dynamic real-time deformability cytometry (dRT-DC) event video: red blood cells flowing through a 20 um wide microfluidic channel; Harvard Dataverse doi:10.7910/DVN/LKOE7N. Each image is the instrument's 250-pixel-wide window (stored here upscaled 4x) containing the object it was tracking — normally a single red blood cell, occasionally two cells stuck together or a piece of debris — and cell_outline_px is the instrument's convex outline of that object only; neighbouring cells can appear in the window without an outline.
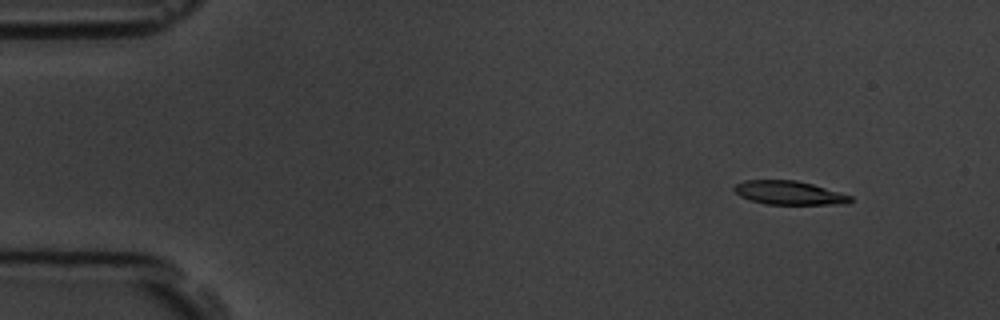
{"species": "common noctule bat (a hibernating species)", "species_latin": "Nyctalus noctula", "temperature_condition": "room temperature", "stored_images_in_passage": 5, "camera_frame_rate_fps": 3000, "um_per_image_px": 0.085, "animal": {"sex": "male", "body_mass_g": 19.5, "forearm_length_mm": 54.6}, "frame": {"image": 1, "passage_image": 2, "time_ms": 1.333, "image_size_px": [1000, 320], "cell_outline_px": [[852, 200], [848, 204], [764, 204], [740, 196], [732, 188], [736, 184], [744, 180], [796, 180], [812, 184], [852, 196]], "centroid_in_image_um": [67.06, 16.39], "position_along_channel_um": 17.9, "area_um2": 15.95}}
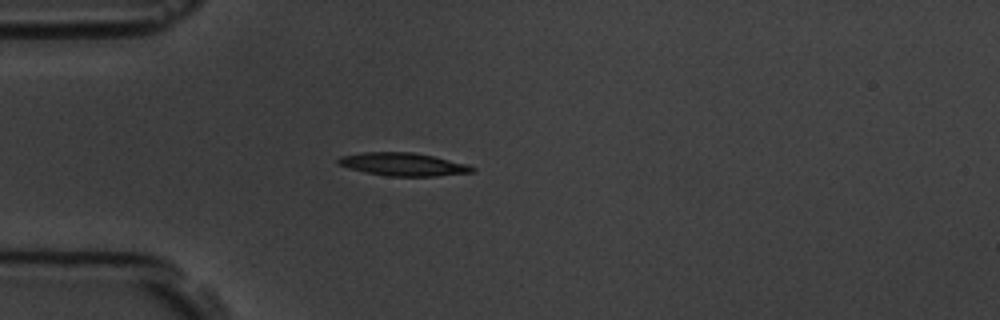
{"frame": {"image": 2, "passage_image": 5, "time_ms": 4.667, "image_size_px": [1000, 320], "cell_outline_px": [[476, 172], [436, 176], [388, 176], [364, 172], [348, 168], [336, 164], [336, 160], [340, 156], [364, 152], [412, 152], [432, 156], [468, 164], [476, 168]], "centroid_in_image_um": [34.25, 13.97], "position_along_channel_um": 50.7, "area_um2": 18.09}}